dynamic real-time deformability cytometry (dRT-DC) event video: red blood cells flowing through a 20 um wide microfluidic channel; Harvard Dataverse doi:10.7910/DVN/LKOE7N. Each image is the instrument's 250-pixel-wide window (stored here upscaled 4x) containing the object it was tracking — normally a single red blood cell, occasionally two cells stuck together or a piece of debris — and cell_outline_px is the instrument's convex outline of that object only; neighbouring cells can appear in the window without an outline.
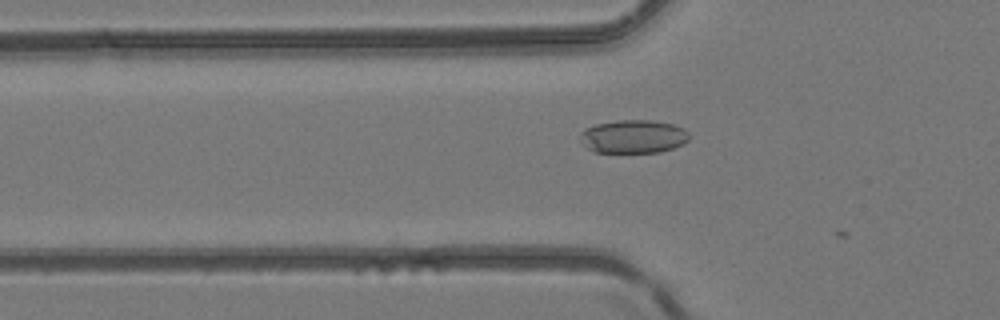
{"species": "common noctule bat (a hibernating species)", "species_latin": "Nyctalus noctula", "temperature_condition": "room temperature", "stored_images_in_passage": 8, "camera_frame_rate_fps": 3000, "um_per_image_px": 0.085, "animal": {"sex": "female", "body_mass_g": 24.6, "forearm_length_mm": 56.2}, "frame": {"image": 1, "passage_image": 3, "time_ms": 0.667, "image_size_px": [1000, 320], "cell_outline_px": [[688, 140], [684, 144], [660, 152], [592, 152], [580, 144], [580, 132], [584, 128], [596, 124], [616, 120], [652, 120], [672, 124], [684, 128], [688, 132]], "centroid_in_image_um": [53.78, 11.6], "position_along_channel_um": 72.0, "area_um2": 21.44}}
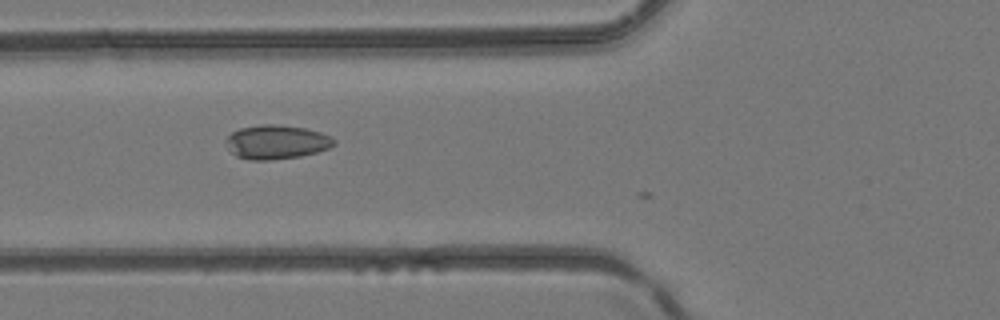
{"frame": {"image": 2, "passage_image": 5, "time_ms": 1.333, "image_size_px": [1000, 320], "cell_outline_px": [[336, 144], [328, 148], [316, 152], [300, 156], [272, 160], [248, 160], [236, 156], [224, 144], [224, 140], [232, 132], [240, 128], [260, 124], [276, 124], [304, 128], [320, 132], [336, 140]], "centroid_in_image_um": [23.46, 12.07], "position_along_channel_um": 102.3, "area_um2": 21.5}}
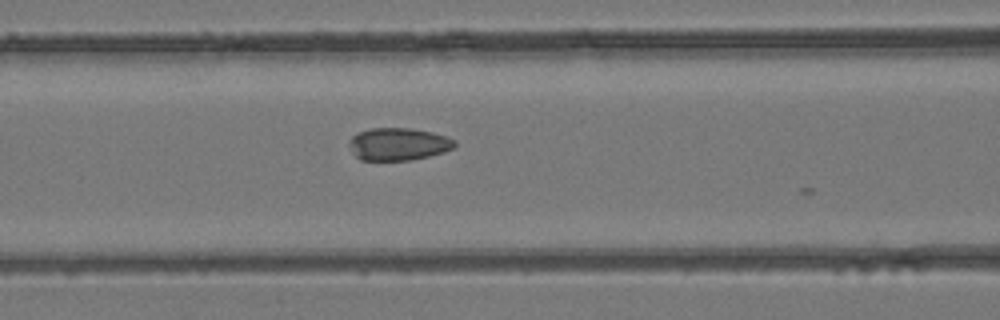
{"frame": {"image": 3, "passage_image": 7, "time_ms": 2.0, "image_size_px": [1000, 320], "cell_outline_px": [[456, 144], [452, 148], [444, 152], [412, 160], [360, 160], [348, 148], [348, 140], [352, 136], [360, 132], [372, 128], [412, 128], [432, 132], [456, 140]], "centroid_in_image_um": [33.83, 12.25], "position_along_channel_um": 132.8, "area_um2": 20.06}}